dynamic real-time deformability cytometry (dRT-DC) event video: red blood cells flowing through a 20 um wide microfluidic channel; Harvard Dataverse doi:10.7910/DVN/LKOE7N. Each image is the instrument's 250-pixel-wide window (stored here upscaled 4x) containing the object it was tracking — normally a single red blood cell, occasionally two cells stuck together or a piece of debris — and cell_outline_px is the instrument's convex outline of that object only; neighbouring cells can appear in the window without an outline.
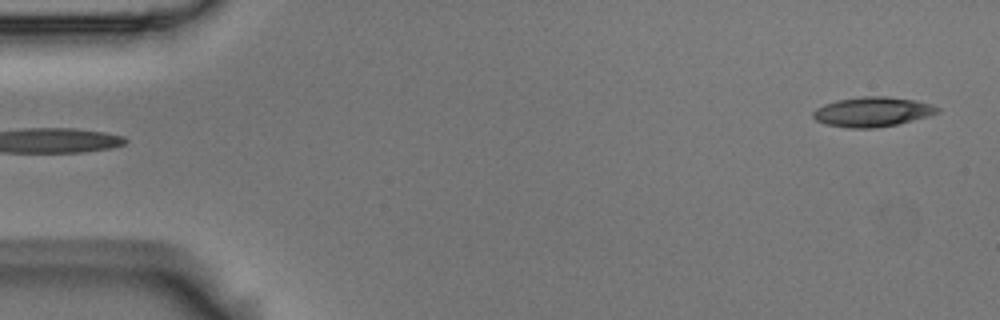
{"species": "Egyptian fruit bat (a non-hibernating species)", "species_latin": "Rousettus aegyptiacus", "temperature_condition": "room temperature", "stored_images_in_passage": 6, "segment_of_instrument_passage": [2, 2], "camera_frame_rate_fps": 3000, "um_per_image_px": 0.085, "animal": {"sex": "male"}, "frame": {"image": 1, "passage_image": 6, "time_ms": 1.667, "image_size_px": [1000, 320], "cell_outline_px": [[940, 112], [928, 116], [896, 124], [876, 128], [848, 128], [824, 124], [816, 120], [812, 116], [812, 112], [816, 108], [824, 104], [836, 100], [860, 96], [888, 96], [916, 100], [940, 108]], "centroid_in_image_um": [74.12, 9.5], "position_along_channel_um": 10.9, "area_um2": 21.62}}